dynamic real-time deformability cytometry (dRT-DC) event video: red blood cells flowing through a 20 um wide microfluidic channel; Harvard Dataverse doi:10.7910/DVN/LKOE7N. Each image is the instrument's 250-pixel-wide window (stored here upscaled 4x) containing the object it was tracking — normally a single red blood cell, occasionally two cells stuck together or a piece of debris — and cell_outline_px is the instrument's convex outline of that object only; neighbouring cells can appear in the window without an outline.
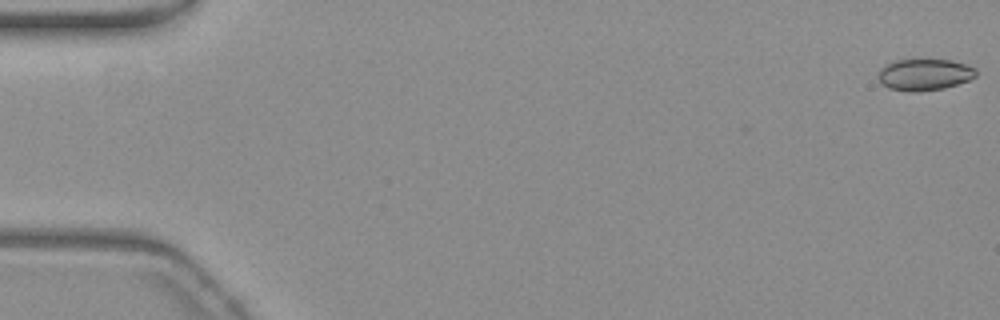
{"species": "common noctule bat (a hibernating species)", "species_latin": "Nyctalus noctula", "temperature_condition": "warm", "stored_images_in_passage": 25, "camera_frame_rate_fps": 3000, "um_per_image_px": 0.085, "animal": {"sex": "female", "body_mass_g": 19.3, "forearm_length_mm": 54.1}, "frame": {"image": 1, "passage_image": 1, "time_ms": 0.0, "image_size_px": [1000, 320], "cell_outline_px": [[976, 76], [968, 80], [944, 88], [912, 92], [888, 88], [880, 84], [876, 76], [880, 68], [896, 60], [952, 60], [976, 68]], "centroid_in_image_um": [78.53, 6.34], "position_along_channel_um": 6.5, "area_um2": 17.92}}
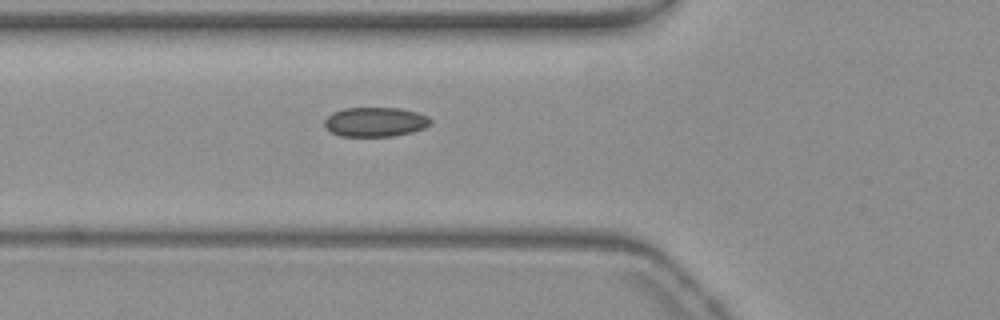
{"frame": {"image": 2, "passage_image": 21, "time_ms": 6.667, "image_size_px": [1000, 320], "cell_outline_px": [[432, 124], [424, 128], [412, 132], [392, 136], [340, 136], [332, 132], [324, 124], [324, 120], [332, 112], [344, 108], [400, 108], [416, 112], [428, 116], [432, 120]], "centroid_in_image_um": [31.92, 10.36], "position_along_channel_um": 93.9, "area_um2": 18.21}}
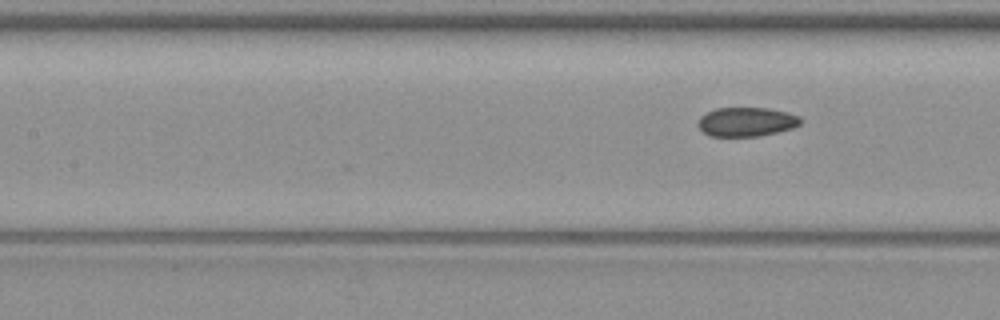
{"frame": {"image": 3, "passage_image": 25, "time_ms": 8.0, "image_size_px": [1000, 320], "cell_outline_px": [[804, 120], [800, 124], [792, 128], [760, 136], [708, 136], [696, 124], [700, 116], [716, 108], [768, 108], [788, 112], [800, 116]], "centroid_in_image_um": [63.46, 10.35], "position_along_channel_um": 143.9, "area_um2": 17.51}}